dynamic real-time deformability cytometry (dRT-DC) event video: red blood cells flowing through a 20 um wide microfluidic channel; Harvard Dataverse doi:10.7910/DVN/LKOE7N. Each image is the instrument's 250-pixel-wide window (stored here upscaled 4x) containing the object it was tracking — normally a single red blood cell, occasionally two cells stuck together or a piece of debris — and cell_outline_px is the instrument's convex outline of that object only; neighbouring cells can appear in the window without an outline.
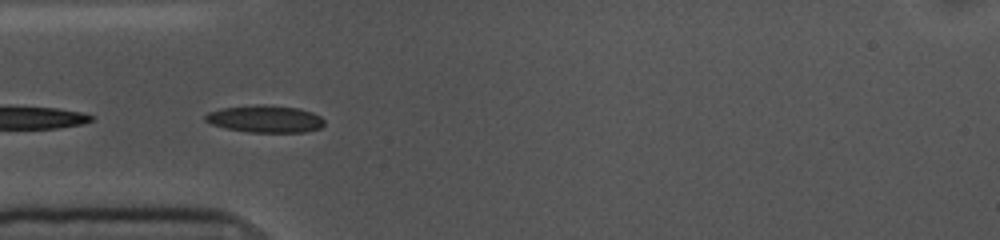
{"species": "common noctule bat (a hibernating species)", "species_latin": "Nyctalus noctula", "temperature_condition": "cold", "stored_images_in_passage": 19, "camera_frame_rate_fps": 3000, "um_per_image_px": 0.085, "animal": {"sex": "female", "body_mass_g": 10.0, "forearm_length_mm": 53.1}, "frame": {"image": 1, "passage_image": 6, "time_ms": 1.667, "image_size_px": [1000, 240], "cell_outline_px": [[324, 124], [320, 128], [304, 132], [248, 132], [224, 128], [212, 124], [204, 120], [204, 116], [208, 112], [220, 108], [256, 104], [264, 104], [300, 108], [312, 112], [320, 116], [324, 120]], "centroid_in_image_um": [22.52, 10.1], "position_along_channel_um": 62.5, "area_um2": 19.07}}